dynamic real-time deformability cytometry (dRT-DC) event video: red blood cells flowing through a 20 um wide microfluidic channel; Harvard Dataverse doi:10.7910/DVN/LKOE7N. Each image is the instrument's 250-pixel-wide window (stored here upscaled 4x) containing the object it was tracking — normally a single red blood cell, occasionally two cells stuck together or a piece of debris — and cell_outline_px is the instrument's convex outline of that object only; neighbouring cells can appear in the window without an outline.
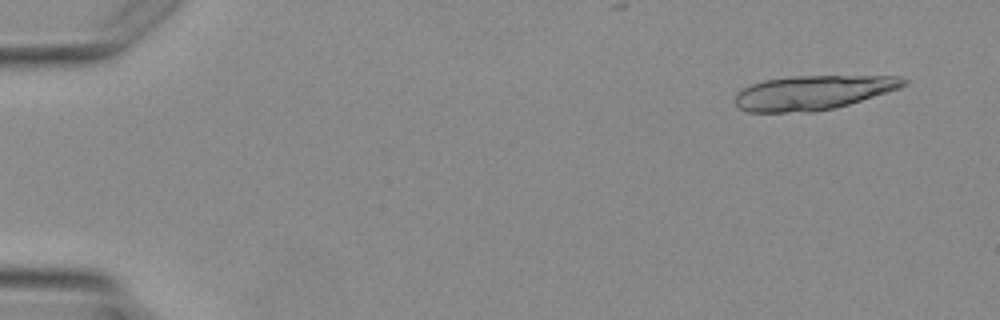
{"species": "Egyptian fruit bat (a non-hibernating species)", "species_latin": "Rousettus aegyptiacus", "temperature_condition": "warm", "stored_images_in_passage": 4, "camera_frame_rate_fps": 3000, "um_per_image_px": 0.085, "animal": {"sex": "female"}, "frame": {"image": 1, "passage_image": 1, "time_ms": 0.0, "image_size_px": [1000, 320], "cell_outline_px": [[908, 84], [900, 88], [848, 104], [832, 108], [812, 112], [748, 112], [740, 108], [736, 104], [736, 96], [744, 88], [752, 84], [764, 80], [788, 76], [900, 76], [908, 80]], "centroid_in_image_um": [69.13, 7.86], "position_along_channel_um": 15.9, "area_um2": 33.47}}
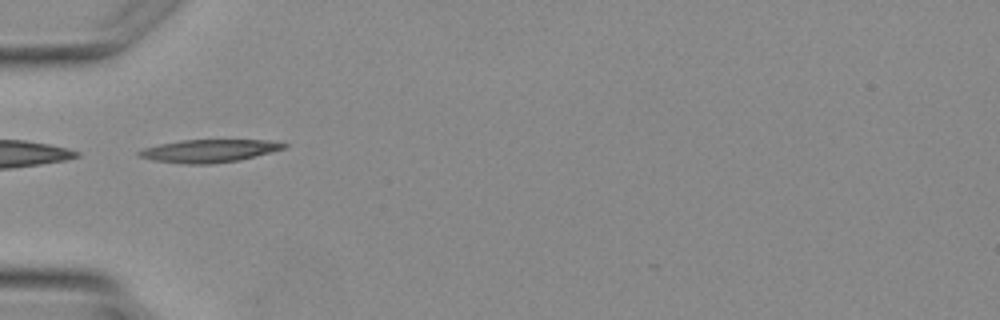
{"frame": {"image": 2, "passage_image": 4, "time_ms": 3.667, "image_size_px": [1000, 320], "cell_outline_px": [[288, 148], [240, 160], [212, 164], [188, 164], [152, 160], [140, 156], [136, 152], [144, 148], [160, 144], [180, 140], [268, 140], [288, 144]], "centroid_in_image_um": [17.82, 12.82], "position_along_channel_um": 67.2, "area_um2": 19.31}}